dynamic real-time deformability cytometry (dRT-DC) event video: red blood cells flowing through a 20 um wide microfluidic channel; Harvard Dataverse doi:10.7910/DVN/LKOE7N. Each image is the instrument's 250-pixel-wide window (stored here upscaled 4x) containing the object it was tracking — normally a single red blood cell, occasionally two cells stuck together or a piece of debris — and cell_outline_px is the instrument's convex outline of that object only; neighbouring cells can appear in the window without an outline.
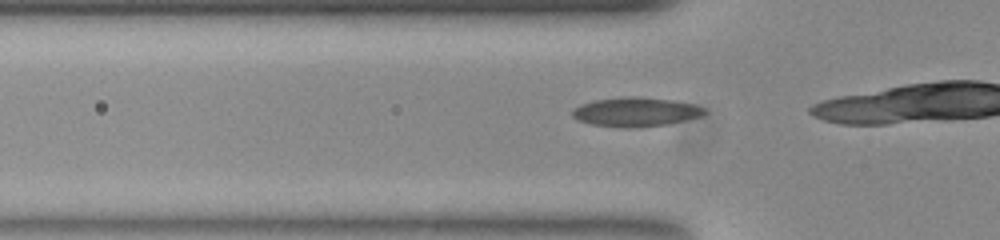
{"species": "common noctule bat (a hibernating species)", "species_latin": "Nyctalus noctula", "temperature_condition": "room temperature", "stored_images_in_passage": 5, "camera_frame_rate_fps": 3000, "um_per_image_px": 0.085, "animal": {"sex": "female", "body_mass_g": 23.0, "forearm_length_mm": 53.4}, "frame": {"image": 1, "passage_image": 2, "time_ms": 0.333, "image_size_px": [1000, 240], "cell_outline_px": [[704, 112], [700, 116], [664, 124], [628, 128], [624, 128], [592, 124], [580, 120], [572, 116], [572, 112], [580, 104], [592, 100], [624, 96], [640, 96], [672, 100], [692, 104], [704, 108]], "centroid_in_image_um": [53.97, 9.49], "position_along_channel_um": 71.8, "area_um2": 22.08}}